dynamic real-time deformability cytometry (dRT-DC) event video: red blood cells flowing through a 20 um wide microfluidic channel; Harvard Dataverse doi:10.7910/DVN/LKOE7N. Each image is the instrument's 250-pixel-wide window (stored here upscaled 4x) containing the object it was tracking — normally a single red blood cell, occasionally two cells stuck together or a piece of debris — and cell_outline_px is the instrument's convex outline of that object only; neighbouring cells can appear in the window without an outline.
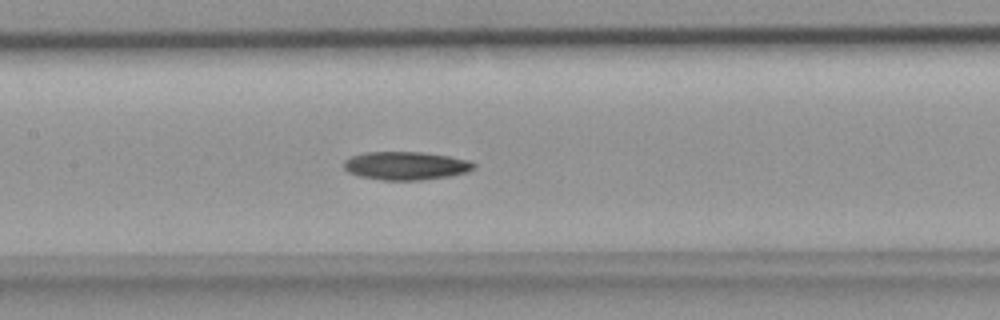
{"species": "common noctule bat (a hibernating species)", "species_latin": "Nyctalus noctula", "temperature_condition": "room temperature", "stored_images_in_passage": 42, "segment_of_instrument_passage": [1, 2], "camera_frame_rate_fps": 3000, "um_per_image_px": 0.085, "animal": {"sex": "female", "body_mass_g": 18.4}, "frame": {"image": 1, "passage_image": 19, "time_ms": 6.0, "image_size_px": [1000, 320], "cell_outline_px": [[476, 168], [468, 172], [448, 176], [420, 180], [384, 180], [360, 176], [348, 172], [344, 168], [344, 160], [352, 156], [364, 152], [424, 152], [448, 156], [468, 160], [476, 164]], "centroid_in_image_um": [34.51, 14.08], "position_along_channel_um": 172.9, "area_um2": 21.39}}
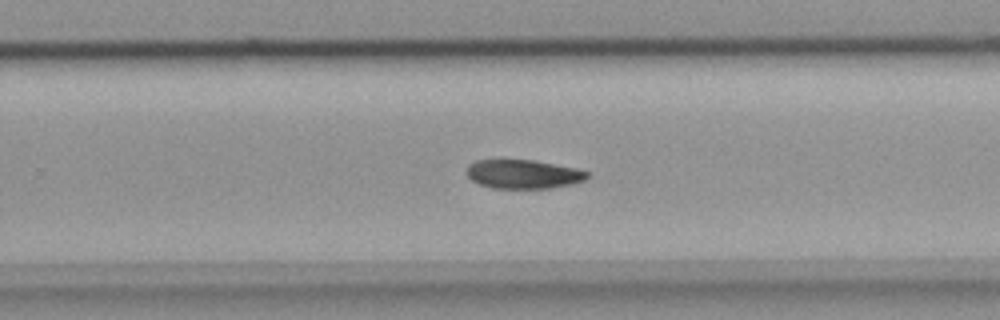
{"frame": {"image": 2, "passage_image": 26, "time_ms": 8.333, "image_size_px": [1000, 320], "cell_outline_px": [[588, 176], [584, 180], [572, 184], [552, 188], [492, 188], [480, 184], [472, 180], [468, 176], [468, 164], [476, 160], [500, 156], [532, 160], [576, 168], [588, 172]], "centroid_in_image_um": [44.41, 14.75], "position_along_channel_um": 285.4, "area_um2": 20.92}}
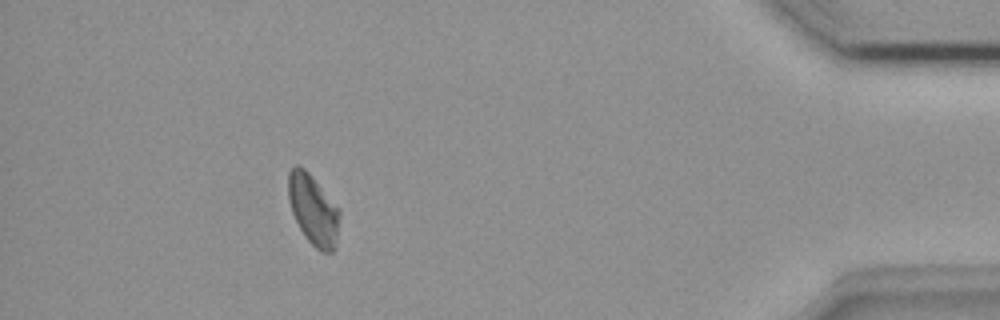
{"frame": {"image": 3, "passage_image": 37, "time_ms": 12.0, "image_size_px": [1000, 320], "cell_outline_px": [[340, 216], [336, 248], [332, 252], [320, 252], [308, 240], [300, 228], [292, 212], [288, 200], [288, 172], [296, 164], [304, 168], [312, 176], [340, 208]], "centroid_in_image_um": [26.64, 17.83], "position_along_channel_um": 408.6, "area_um2": 21.21}}